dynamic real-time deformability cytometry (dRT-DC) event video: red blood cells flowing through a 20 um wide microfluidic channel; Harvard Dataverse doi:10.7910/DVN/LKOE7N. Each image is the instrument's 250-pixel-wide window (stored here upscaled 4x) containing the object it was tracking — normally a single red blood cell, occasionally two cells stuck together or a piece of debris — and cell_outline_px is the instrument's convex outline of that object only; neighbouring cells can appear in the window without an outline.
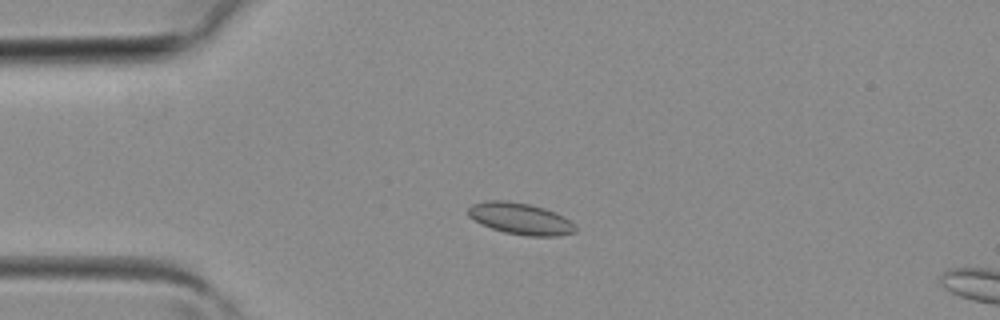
{"species": "common noctule bat (a hibernating species)", "species_latin": "Nyctalus noctula", "temperature_condition": "room temperature", "stored_images_in_passage": 13, "camera_frame_rate_fps": 3000, "um_per_image_px": 0.085, "animal": {"sex": "female", "body_mass_g": 19.3, "forearm_length_mm": 54.1}, "frame": {"image": 1, "passage_image": 10, "time_ms": 3.0, "image_size_px": [1000, 320], "cell_outline_px": [[576, 232], [556, 236], [528, 236], [504, 232], [480, 224], [472, 220], [468, 216], [468, 208], [472, 204], [484, 200], [508, 200], [528, 204], [544, 208], [556, 212], [568, 220], [576, 228]], "centroid_in_image_um": [44.18, 18.58], "position_along_channel_um": 40.8, "area_um2": 19.77}}